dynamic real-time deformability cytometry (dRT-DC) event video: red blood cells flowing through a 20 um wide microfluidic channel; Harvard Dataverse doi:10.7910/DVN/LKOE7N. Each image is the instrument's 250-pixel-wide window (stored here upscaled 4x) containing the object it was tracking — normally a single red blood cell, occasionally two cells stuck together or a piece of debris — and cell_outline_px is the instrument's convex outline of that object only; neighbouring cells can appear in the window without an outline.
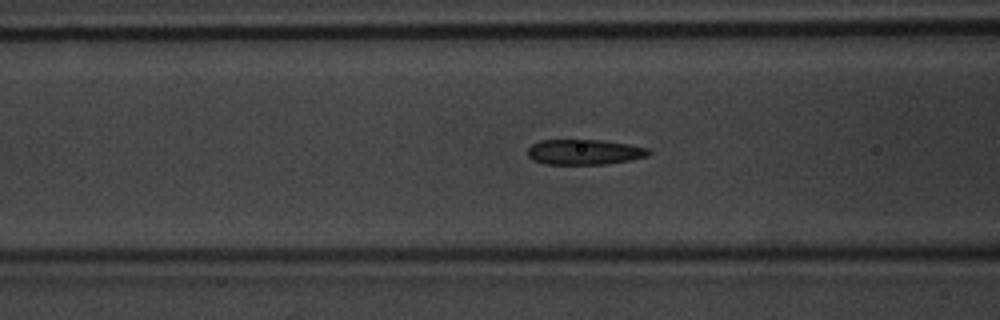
{"species": "common noctule bat (a hibernating species)", "species_latin": "Nyctalus noctula", "temperature_condition": "warm", "stored_images_in_passage": 56, "segment_of_instrument_passage": [1, 2], "camera_frame_rate_fps": 3000, "um_per_image_px": 0.085, "animal": {"sex": "male", "body_mass_g": 20.1, "forearm_length_mm": 53.5}, "frame": {"image": 1, "passage_image": 22, "time_ms": 7.0, "image_size_px": [1000, 320], "cell_outline_px": [[652, 152], [648, 156], [628, 160], [604, 164], [544, 164], [532, 160], [528, 156], [528, 148], [532, 144], [540, 140], [600, 140], [628, 144], [648, 148]], "centroid_in_image_um": [49.65, 12.92], "position_along_channel_um": 117.0, "area_um2": 17.8}}
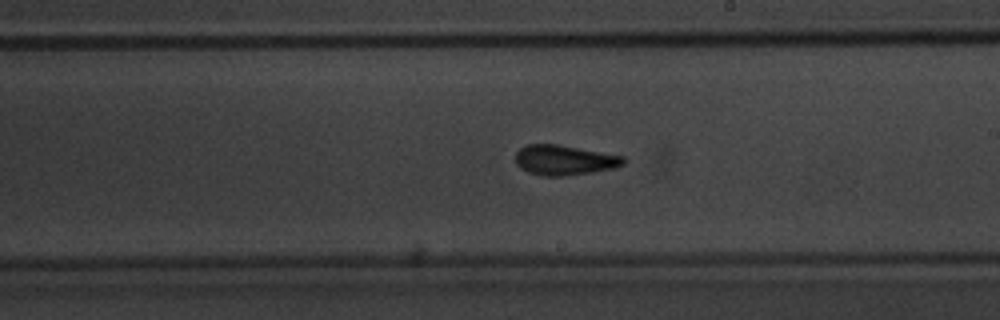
{"frame": {"image": 2, "passage_image": 32, "time_ms": 10.333, "image_size_px": [1000, 320], "cell_outline_px": [[624, 164], [616, 168], [568, 176], [544, 176], [528, 172], [520, 168], [516, 164], [516, 152], [520, 148], [528, 144], [556, 144], [624, 156]], "centroid_in_image_um": [47.96, 13.62], "position_along_channel_um": 241.0, "area_um2": 18.9}}
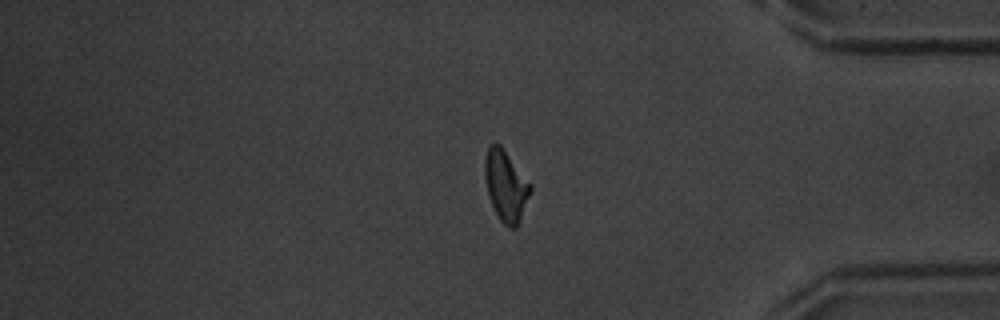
{"frame": {"image": 3, "passage_image": 46, "time_ms": 15.0, "image_size_px": [1000, 320], "cell_outline_px": [[532, 192], [520, 220], [516, 228], [508, 228], [500, 220], [492, 204], [488, 192], [484, 176], [484, 160], [488, 148], [492, 144], [500, 144], [532, 184]], "centroid_in_image_um": [43.02, 15.79], "position_along_channel_um": 392.2, "area_um2": 18.84}}